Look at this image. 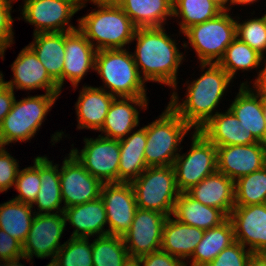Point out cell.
Returning a JSON list of instances; mask_svg holds the SVG:
<instances>
[{"label": "cell", "instance_id": "obj_23", "mask_svg": "<svg viewBox=\"0 0 266 266\" xmlns=\"http://www.w3.org/2000/svg\"><path fill=\"white\" fill-rule=\"evenodd\" d=\"M130 103L147 108L146 97H115L100 130L106 134L103 137L120 140L139 124V112Z\"/></svg>", "mask_w": 266, "mask_h": 266}, {"label": "cell", "instance_id": "obj_12", "mask_svg": "<svg viewBox=\"0 0 266 266\" xmlns=\"http://www.w3.org/2000/svg\"><path fill=\"white\" fill-rule=\"evenodd\" d=\"M66 221L64 213L36 212L32 220L30 231L22 244L23 255L32 259L33 255L38 258L51 257L62 247L60 238L65 229Z\"/></svg>", "mask_w": 266, "mask_h": 266}, {"label": "cell", "instance_id": "obj_27", "mask_svg": "<svg viewBox=\"0 0 266 266\" xmlns=\"http://www.w3.org/2000/svg\"><path fill=\"white\" fill-rule=\"evenodd\" d=\"M34 42L28 45L46 68L49 76L62 88V72L65 55V32L34 34Z\"/></svg>", "mask_w": 266, "mask_h": 266}, {"label": "cell", "instance_id": "obj_16", "mask_svg": "<svg viewBox=\"0 0 266 266\" xmlns=\"http://www.w3.org/2000/svg\"><path fill=\"white\" fill-rule=\"evenodd\" d=\"M216 147L217 171L234 181L266 166V144L263 142Z\"/></svg>", "mask_w": 266, "mask_h": 266}, {"label": "cell", "instance_id": "obj_24", "mask_svg": "<svg viewBox=\"0 0 266 266\" xmlns=\"http://www.w3.org/2000/svg\"><path fill=\"white\" fill-rule=\"evenodd\" d=\"M65 221L75 227L71 237L88 238L108 235V230L104 229L107 224V214L101 197L96 200L64 208Z\"/></svg>", "mask_w": 266, "mask_h": 266}, {"label": "cell", "instance_id": "obj_21", "mask_svg": "<svg viewBox=\"0 0 266 266\" xmlns=\"http://www.w3.org/2000/svg\"><path fill=\"white\" fill-rule=\"evenodd\" d=\"M248 133L266 143V122L263 115V96L252 92L246 83H242L235 100L229 108Z\"/></svg>", "mask_w": 266, "mask_h": 266}, {"label": "cell", "instance_id": "obj_39", "mask_svg": "<svg viewBox=\"0 0 266 266\" xmlns=\"http://www.w3.org/2000/svg\"><path fill=\"white\" fill-rule=\"evenodd\" d=\"M40 157L34 159V166L19 170L15 180V189L20 193L13 200L33 206L40 190Z\"/></svg>", "mask_w": 266, "mask_h": 266}, {"label": "cell", "instance_id": "obj_11", "mask_svg": "<svg viewBox=\"0 0 266 266\" xmlns=\"http://www.w3.org/2000/svg\"><path fill=\"white\" fill-rule=\"evenodd\" d=\"M98 137L84 139V149L80 153L77 149H72L70 153L102 183H118L119 140L105 138L101 135Z\"/></svg>", "mask_w": 266, "mask_h": 266}, {"label": "cell", "instance_id": "obj_45", "mask_svg": "<svg viewBox=\"0 0 266 266\" xmlns=\"http://www.w3.org/2000/svg\"><path fill=\"white\" fill-rule=\"evenodd\" d=\"M22 255V244L0 229V260L13 259Z\"/></svg>", "mask_w": 266, "mask_h": 266}, {"label": "cell", "instance_id": "obj_17", "mask_svg": "<svg viewBox=\"0 0 266 266\" xmlns=\"http://www.w3.org/2000/svg\"><path fill=\"white\" fill-rule=\"evenodd\" d=\"M231 220L235 241L252 253H266V203L234 206L228 216Z\"/></svg>", "mask_w": 266, "mask_h": 266}, {"label": "cell", "instance_id": "obj_51", "mask_svg": "<svg viewBox=\"0 0 266 266\" xmlns=\"http://www.w3.org/2000/svg\"><path fill=\"white\" fill-rule=\"evenodd\" d=\"M214 1L216 4H218L223 10H230L227 7H225L226 3L230 0H212Z\"/></svg>", "mask_w": 266, "mask_h": 266}, {"label": "cell", "instance_id": "obj_1", "mask_svg": "<svg viewBox=\"0 0 266 266\" xmlns=\"http://www.w3.org/2000/svg\"><path fill=\"white\" fill-rule=\"evenodd\" d=\"M164 31V27L136 28L133 39L137 40V45L133 58L139 74V66L142 68L144 81L175 88L177 69L183 55L178 51L176 42Z\"/></svg>", "mask_w": 266, "mask_h": 266}, {"label": "cell", "instance_id": "obj_10", "mask_svg": "<svg viewBox=\"0 0 266 266\" xmlns=\"http://www.w3.org/2000/svg\"><path fill=\"white\" fill-rule=\"evenodd\" d=\"M81 1V2H80ZM83 0H25L22 15L36 26L34 34L70 32L76 30L68 25L70 18L85 5ZM66 29V30H65Z\"/></svg>", "mask_w": 266, "mask_h": 266}, {"label": "cell", "instance_id": "obj_41", "mask_svg": "<svg viewBox=\"0 0 266 266\" xmlns=\"http://www.w3.org/2000/svg\"><path fill=\"white\" fill-rule=\"evenodd\" d=\"M235 241L229 247L221 251L210 263L205 266H247L252 252Z\"/></svg>", "mask_w": 266, "mask_h": 266}, {"label": "cell", "instance_id": "obj_14", "mask_svg": "<svg viewBox=\"0 0 266 266\" xmlns=\"http://www.w3.org/2000/svg\"><path fill=\"white\" fill-rule=\"evenodd\" d=\"M68 155L59 170L63 208L98 199L103 183L92 176L71 153Z\"/></svg>", "mask_w": 266, "mask_h": 266}, {"label": "cell", "instance_id": "obj_52", "mask_svg": "<svg viewBox=\"0 0 266 266\" xmlns=\"http://www.w3.org/2000/svg\"><path fill=\"white\" fill-rule=\"evenodd\" d=\"M256 0H230V4H250Z\"/></svg>", "mask_w": 266, "mask_h": 266}, {"label": "cell", "instance_id": "obj_34", "mask_svg": "<svg viewBox=\"0 0 266 266\" xmlns=\"http://www.w3.org/2000/svg\"><path fill=\"white\" fill-rule=\"evenodd\" d=\"M224 10L212 0H173V16L179 14L182 33L192 25L215 18Z\"/></svg>", "mask_w": 266, "mask_h": 266}, {"label": "cell", "instance_id": "obj_3", "mask_svg": "<svg viewBox=\"0 0 266 266\" xmlns=\"http://www.w3.org/2000/svg\"><path fill=\"white\" fill-rule=\"evenodd\" d=\"M90 1L99 9L80 18L78 29L97 51L123 49L134 40L136 27L114 0ZM92 40L97 41V46Z\"/></svg>", "mask_w": 266, "mask_h": 266}, {"label": "cell", "instance_id": "obj_55", "mask_svg": "<svg viewBox=\"0 0 266 266\" xmlns=\"http://www.w3.org/2000/svg\"><path fill=\"white\" fill-rule=\"evenodd\" d=\"M47 266H58L57 263L54 261V259L51 260V262Z\"/></svg>", "mask_w": 266, "mask_h": 266}, {"label": "cell", "instance_id": "obj_7", "mask_svg": "<svg viewBox=\"0 0 266 266\" xmlns=\"http://www.w3.org/2000/svg\"><path fill=\"white\" fill-rule=\"evenodd\" d=\"M59 94L31 96L13 102L10 112L0 124V146L14 141L30 140Z\"/></svg>", "mask_w": 266, "mask_h": 266}, {"label": "cell", "instance_id": "obj_13", "mask_svg": "<svg viewBox=\"0 0 266 266\" xmlns=\"http://www.w3.org/2000/svg\"><path fill=\"white\" fill-rule=\"evenodd\" d=\"M167 217L157 211L137 208L129 230L122 236L130 257L139 258L161 248Z\"/></svg>", "mask_w": 266, "mask_h": 266}, {"label": "cell", "instance_id": "obj_33", "mask_svg": "<svg viewBox=\"0 0 266 266\" xmlns=\"http://www.w3.org/2000/svg\"><path fill=\"white\" fill-rule=\"evenodd\" d=\"M31 208L32 205L13 199L0 204V229L23 244L34 218Z\"/></svg>", "mask_w": 266, "mask_h": 266}, {"label": "cell", "instance_id": "obj_44", "mask_svg": "<svg viewBox=\"0 0 266 266\" xmlns=\"http://www.w3.org/2000/svg\"><path fill=\"white\" fill-rule=\"evenodd\" d=\"M139 259L143 266H187L182 259L179 260L178 257L170 255L161 249L140 256Z\"/></svg>", "mask_w": 266, "mask_h": 266}, {"label": "cell", "instance_id": "obj_38", "mask_svg": "<svg viewBox=\"0 0 266 266\" xmlns=\"http://www.w3.org/2000/svg\"><path fill=\"white\" fill-rule=\"evenodd\" d=\"M58 266H93L92 243L88 238L71 237L55 255Z\"/></svg>", "mask_w": 266, "mask_h": 266}, {"label": "cell", "instance_id": "obj_31", "mask_svg": "<svg viewBox=\"0 0 266 266\" xmlns=\"http://www.w3.org/2000/svg\"><path fill=\"white\" fill-rule=\"evenodd\" d=\"M234 242L233 225L227 218L220 225L205 230L202 240L193 252L191 266H205Z\"/></svg>", "mask_w": 266, "mask_h": 266}, {"label": "cell", "instance_id": "obj_8", "mask_svg": "<svg viewBox=\"0 0 266 266\" xmlns=\"http://www.w3.org/2000/svg\"><path fill=\"white\" fill-rule=\"evenodd\" d=\"M183 33L197 52L201 64H218L236 38V21L224 10L213 19L190 26Z\"/></svg>", "mask_w": 266, "mask_h": 266}, {"label": "cell", "instance_id": "obj_42", "mask_svg": "<svg viewBox=\"0 0 266 266\" xmlns=\"http://www.w3.org/2000/svg\"><path fill=\"white\" fill-rule=\"evenodd\" d=\"M18 167L16 159L0 146V192L7 191L15 184Z\"/></svg>", "mask_w": 266, "mask_h": 266}, {"label": "cell", "instance_id": "obj_47", "mask_svg": "<svg viewBox=\"0 0 266 266\" xmlns=\"http://www.w3.org/2000/svg\"><path fill=\"white\" fill-rule=\"evenodd\" d=\"M256 91H258L264 98H266V65L263 70H260L257 79L254 82Z\"/></svg>", "mask_w": 266, "mask_h": 266}, {"label": "cell", "instance_id": "obj_28", "mask_svg": "<svg viewBox=\"0 0 266 266\" xmlns=\"http://www.w3.org/2000/svg\"><path fill=\"white\" fill-rule=\"evenodd\" d=\"M172 214L176 220L203 230L216 227L228 218L220 209L200 203L187 192L179 193Z\"/></svg>", "mask_w": 266, "mask_h": 266}, {"label": "cell", "instance_id": "obj_43", "mask_svg": "<svg viewBox=\"0 0 266 266\" xmlns=\"http://www.w3.org/2000/svg\"><path fill=\"white\" fill-rule=\"evenodd\" d=\"M11 3V0H0V57H3L5 49L13 42Z\"/></svg>", "mask_w": 266, "mask_h": 266}, {"label": "cell", "instance_id": "obj_53", "mask_svg": "<svg viewBox=\"0 0 266 266\" xmlns=\"http://www.w3.org/2000/svg\"><path fill=\"white\" fill-rule=\"evenodd\" d=\"M263 115L266 122V98L263 97Z\"/></svg>", "mask_w": 266, "mask_h": 266}, {"label": "cell", "instance_id": "obj_56", "mask_svg": "<svg viewBox=\"0 0 266 266\" xmlns=\"http://www.w3.org/2000/svg\"><path fill=\"white\" fill-rule=\"evenodd\" d=\"M3 262V264H0V266H6V260H0ZM1 263V262H0Z\"/></svg>", "mask_w": 266, "mask_h": 266}, {"label": "cell", "instance_id": "obj_30", "mask_svg": "<svg viewBox=\"0 0 266 266\" xmlns=\"http://www.w3.org/2000/svg\"><path fill=\"white\" fill-rule=\"evenodd\" d=\"M136 28L163 27L173 16V0H114Z\"/></svg>", "mask_w": 266, "mask_h": 266}, {"label": "cell", "instance_id": "obj_40", "mask_svg": "<svg viewBox=\"0 0 266 266\" xmlns=\"http://www.w3.org/2000/svg\"><path fill=\"white\" fill-rule=\"evenodd\" d=\"M236 37L263 56L266 51V14L242 24L236 21Z\"/></svg>", "mask_w": 266, "mask_h": 266}, {"label": "cell", "instance_id": "obj_46", "mask_svg": "<svg viewBox=\"0 0 266 266\" xmlns=\"http://www.w3.org/2000/svg\"><path fill=\"white\" fill-rule=\"evenodd\" d=\"M15 100L14 91L6 84L0 88V124L10 112Z\"/></svg>", "mask_w": 266, "mask_h": 266}, {"label": "cell", "instance_id": "obj_35", "mask_svg": "<svg viewBox=\"0 0 266 266\" xmlns=\"http://www.w3.org/2000/svg\"><path fill=\"white\" fill-rule=\"evenodd\" d=\"M261 54L236 37L226 51L218 64L234 78L237 70H248L258 67L263 60Z\"/></svg>", "mask_w": 266, "mask_h": 266}, {"label": "cell", "instance_id": "obj_19", "mask_svg": "<svg viewBox=\"0 0 266 266\" xmlns=\"http://www.w3.org/2000/svg\"><path fill=\"white\" fill-rule=\"evenodd\" d=\"M96 52L97 50L94 49L93 45L78 28L65 32L62 85L67 78L73 87H77L88 70L90 68L94 69Z\"/></svg>", "mask_w": 266, "mask_h": 266}, {"label": "cell", "instance_id": "obj_25", "mask_svg": "<svg viewBox=\"0 0 266 266\" xmlns=\"http://www.w3.org/2000/svg\"><path fill=\"white\" fill-rule=\"evenodd\" d=\"M168 216L162 232L161 250L186 259L193 255L197 244L202 240L205 230L184 224Z\"/></svg>", "mask_w": 266, "mask_h": 266}, {"label": "cell", "instance_id": "obj_15", "mask_svg": "<svg viewBox=\"0 0 266 266\" xmlns=\"http://www.w3.org/2000/svg\"><path fill=\"white\" fill-rule=\"evenodd\" d=\"M100 197L107 214L108 235L123 236L138 208L131 183H103Z\"/></svg>", "mask_w": 266, "mask_h": 266}, {"label": "cell", "instance_id": "obj_48", "mask_svg": "<svg viewBox=\"0 0 266 266\" xmlns=\"http://www.w3.org/2000/svg\"><path fill=\"white\" fill-rule=\"evenodd\" d=\"M247 266H266V253H252Z\"/></svg>", "mask_w": 266, "mask_h": 266}, {"label": "cell", "instance_id": "obj_32", "mask_svg": "<svg viewBox=\"0 0 266 266\" xmlns=\"http://www.w3.org/2000/svg\"><path fill=\"white\" fill-rule=\"evenodd\" d=\"M40 190L37 194L34 204L38 205L39 214L42 212L51 213L53 210H58L56 213H63L64 208L60 209L62 203L60 174L58 165H53L47 157H40Z\"/></svg>", "mask_w": 266, "mask_h": 266}, {"label": "cell", "instance_id": "obj_5", "mask_svg": "<svg viewBox=\"0 0 266 266\" xmlns=\"http://www.w3.org/2000/svg\"><path fill=\"white\" fill-rule=\"evenodd\" d=\"M191 127L168 105L159 119L146 126L147 167L173 165L177 146Z\"/></svg>", "mask_w": 266, "mask_h": 266}, {"label": "cell", "instance_id": "obj_36", "mask_svg": "<svg viewBox=\"0 0 266 266\" xmlns=\"http://www.w3.org/2000/svg\"><path fill=\"white\" fill-rule=\"evenodd\" d=\"M92 243L93 266H123L129 253L122 236H97Z\"/></svg>", "mask_w": 266, "mask_h": 266}, {"label": "cell", "instance_id": "obj_4", "mask_svg": "<svg viewBox=\"0 0 266 266\" xmlns=\"http://www.w3.org/2000/svg\"><path fill=\"white\" fill-rule=\"evenodd\" d=\"M94 69L114 97H146L145 81L126 49L98 50Z\"/></svg>", "mask_w": 266, "mask_h": 266}, {"label": "cell", "instance_id": "obj_29", "mask_svg": "<svg viewBox=\"0 0 266 266\" xmlns=\"http://www.w3.org/2000/svg\"><path fill=\"white\" fill-rule=\"evenodd\" d=\"M146 143V126L119 140L118 183H131L147 168L144 156Z\"/></svg>", "mask_w": 266, "mask_h": 266}, {"label": "cell", "instance_id": "obj_20", "mask_svg": "<svg viewBox=\"0 0 266 266\" xmlns=\"http://www.w3.org/2000/svg\"><path fill=\"white\" fill-rule=\"evenodd\" d=\"M186 192L200 203L220 209L227 217L235 206V181L218 171Z\"/></svg>", "mask_w": 266, "mask_h": 266}, {"label": "cell", "instance_id": "obj_22", "mask_svg": "<svg viewBox=\"0 0 266 266\" xmlns=\"http://www.w3.org/2000/svg\"><path fill=\"white\" fill-rule=\"evenodd\" d=\"M199 131L215 146L248 145L259 142L252 133L239 124L234 113L216 112Z\"/></svg>", "mask_w": 266, "mask_h": 266}, {"label": "cell", "instance_id": "obj_18", "mask_svg": "<svg viewBox=\"0 0 266 266\" xmlns=\"http://www.w3.org/2000/svg\"><path fill=\"white\" fill-rule=\"evenodd\" d=\"M14 79L5 84L14 90L46 89V93L60 94L58 84L49 76L35 52L26 46L11 65Z\"/></svg>", "mask_w": 266, "mask_h": 266}, {"label": "cell", "instance_id": "obj_49", "mask_svg": "<svg viewBox=\"0 0 266 266\" xmlns=\"http://www.w3.org/2000/svg\"><path fill=\"white\" fill-rule=\"evenodd\" d=\"M21 258L22 259L24 258V259L30 260L27 257H25L24 255H22V256H19L17 258H13V259L6 260V266H24V265H22V264L19 263V260Z\"/></svg>", "mask_w": 266, "mask_h": 266}, {"label": "cell", "instance_id": "obj_2", "mask_svg": "<svg viewBox=\"0 0 266 266\" xmlns=\"http://www.w3.org/2000/svg\"><path fill=\"white\" fill-rule=\"evenodd\" d=\"M208 70L188 86L187 97L183 103H178L175 92L171 96L169 106L191 127L199 130L214 115L212 111L218 105L225 89L232 78L216 63L201 64Z\"/></svg>", "mask_w": 266, "mask_h": 266}, {"label": "cell", "instance_id": "obj_26", "mask_svg": "<svg viewBox=\"0 0 266 266\" xmlns=\"http://www.w3.org/2000/svg\"><path fill=\"white\" fill-rule=\"evenodd\" d=\"M103 88L83 87L76 103L78 129L101 130L114 96Z\"/></svg>", "mask_w": 266, "mask_h": 266}, {"label": "cell", "instance_id": "obj_54", "mask_svg": "<svg viewBox=\"0 0 266 266\" xmlns=\"http://www.w3.org/2000/svg\"><path fill=\"white\" fill-rule=\"evenodd\" d=\"M5 85V81L3 80V74L0 72V88Z\"/></svg>", "mask_w": 266, "mask_h": 266}, {"label": "cell", "instance_id": "obj_9", "mask_svg": "<svg viewBox=\"0 0 266 266\" xmlns=\"http://www.w3.org/2000/svg\"><path fill=\"white\" fill-rule=\"evenodd\" d=\"M191 146L188 155L178 154L172 165L180 192L188 191L217 171V147L199 130L194 131Z\"/></svg>", "mask_w": 266, "mask_h": 266}, {"label": "cell", "instance_id": "obj_37", "mask_svg": "<svg viewBox=\"0 0 266 266\" xmlns=\"http://www.w3.org/2000/svg\"><path fill=\"white\" fill-rule=\"evenodd\" d=\"M266 203V166L235 181V206Z\"/></svg>", "mask_w": 266, "mask_h": 266}, {"label": "cell", "instance_id": "obj_50", "mask_svg": "<svg viewBox=\"0 0 266 266\" xmlns=\"http://www.w3.org/2000/svg\"><path fill=\"white\" fill-rule=\"evenodd\" d=\"M141 261L136 257H129L128 260L123 264V266H141Z\"/></svg>", "mask_w": 266, "mask_h": 266}, {"label": "cell", "instance_id": "obj_6", "mask_svg": "<svg viewBox=\"0 0 266 266\" xmlns=\"http://www.w3.org/2000/svg\"><path fill=\"white\" fill-rule=\"evenodd\" d=\"M131 185L138 208L157 211L167 216L173 213L180 191L172 165L147 167Z\"/></svg>", "mask_w": 266, "mask_h": 266}]
</instances>
